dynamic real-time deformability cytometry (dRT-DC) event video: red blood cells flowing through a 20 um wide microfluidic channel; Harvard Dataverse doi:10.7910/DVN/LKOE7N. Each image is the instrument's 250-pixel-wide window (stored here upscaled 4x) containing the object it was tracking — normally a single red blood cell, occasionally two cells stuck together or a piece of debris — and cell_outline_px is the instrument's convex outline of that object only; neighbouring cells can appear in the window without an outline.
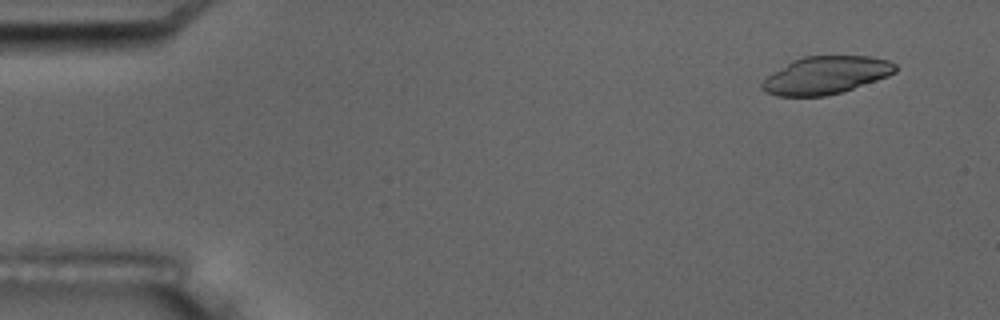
{"species": "common noctule bat (a hibernating species)", "species_latin": "Nyctalus noctula", "temperature_condition": "room temperature", "stored_images_in_passage": 6, "camera_frame_rate_fps": 3000, "um_per_image_px": 0.085, "animal": {"sex": "male", "body_mass_g": 17.5, "forearm_length_mm": 52.3}, "frame": {"image": 1, "passage_image": 2, "time_ms": 1.0, "image_size_px": [1000, 320], "cell_outline_px": [[896, 72], [888, 76], [840, 92], [824, 96], [776, 96], [764, 92], [760, 88], [760, 84], [768, 76], [792, 60], [804, 56], [868, 56], [888, 60], [896, 64]], "centroid_in_image_um": [70.17, 6.39], "position_along_channel_um": 14.8, "area_um2": 29.02}}